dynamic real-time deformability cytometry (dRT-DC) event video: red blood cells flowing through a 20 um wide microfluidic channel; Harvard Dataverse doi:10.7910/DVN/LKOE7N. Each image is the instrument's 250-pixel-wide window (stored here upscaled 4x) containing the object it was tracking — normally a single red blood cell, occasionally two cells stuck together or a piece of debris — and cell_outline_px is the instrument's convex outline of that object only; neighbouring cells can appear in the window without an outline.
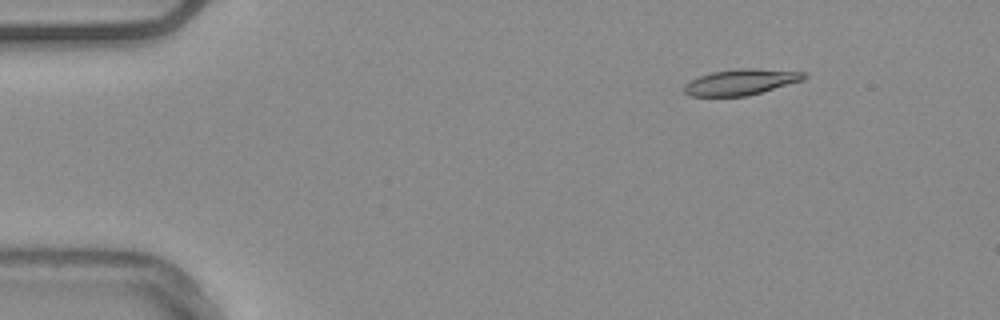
{"species": "common noctule bat (a hibernating species)", "species_latin": "Nyctalus noctula", "temperature_condition": "warm", "stored_images_in_passage": 49, "camera_frame_rate_fps": 3000, "um_per_image_px": 0.085, "animal": {"sex": "male", "body_mass_g": 20.4}, "frame": {"image": 1, "passage_image": 2, "time_ms": 0.333, "image_size_px": [1000, 320], "cell_outline_px": [[808, 76], [804, 80], [748, 96], [688, 96], [684, 92], [684, 84], [700, 76], [712, 72], [736, 68], [752, 68], [808, 72]], "centroid_in_image_um": [63.02, 6.97], "position_along_channel_um": 22.0, "area_um2": 18.21}}
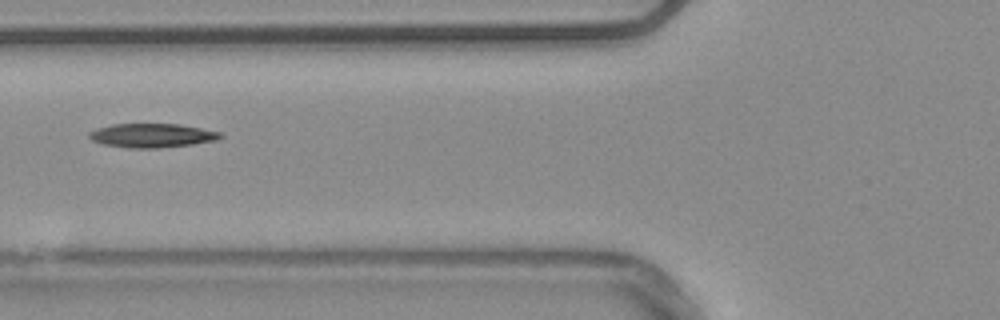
{"frame": {"image": 2, "passage_image": 16, "time_ms": 5.0, "image_size_px": [1000, 320], "cell_outline_px": [[224, 136], [216, 140], [192, 144], [156, 148], [128, 148], [104, 144], [92, 140], [88, 136], [88, 132], [96, 128], [112, 124], [180, 124], [220, 132]], "centroid_in_image_um": [12.89, 11.51], "position_along_channel_um": 112.9, "area_um2": 18.26}}
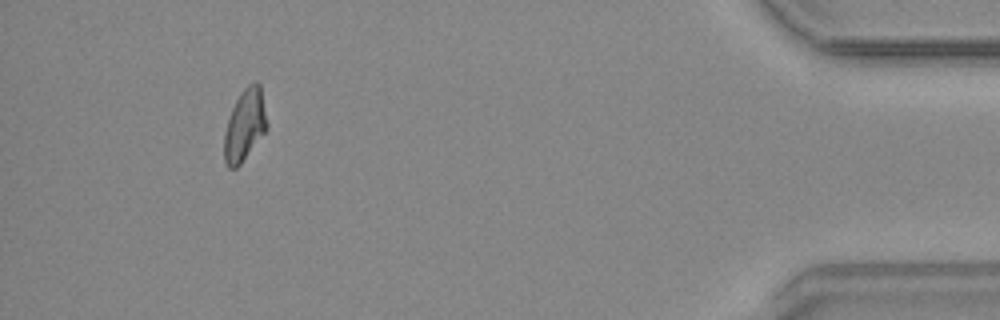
{"frame": {"image": 3, "passage_image": 45, "time_ms": 14.667, "image_size_px": [1000, 320], "cell_outline_px": [[268, 128], [240, 164], [236, 168], [228, 168], [224, 160], [224, 132], [232, 108], [236, 100], [244, 88], [252, 80], [256, 80], [260, 84], [268, 124]], "centroid_in_image_um": [20.81, 10.61], "position_along_channel_um": 414.4, "area_um2": 17.86}}